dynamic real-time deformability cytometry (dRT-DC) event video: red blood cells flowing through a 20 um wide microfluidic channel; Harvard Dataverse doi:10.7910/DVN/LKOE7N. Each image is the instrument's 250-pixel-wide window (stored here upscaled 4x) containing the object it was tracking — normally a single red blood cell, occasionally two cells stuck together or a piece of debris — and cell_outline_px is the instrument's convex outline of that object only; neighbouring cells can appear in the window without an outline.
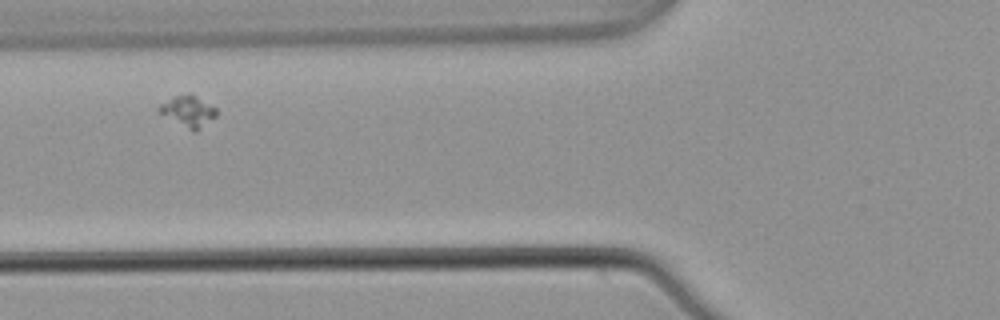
{"species": "common noctule bat (a hibernating species)", "species_latin": "Nyctalus noctula", "temperature_condition": "warm", "stored_images_in_passage": 5, "camera_frame_rate_fps": 3000, "um_per_image_px": 0.085, "animal": {"sex": "male", "body_mass_g": 21.5, "forearm_length_mm": 52.0}, "frame": {"image": 1, "passage_image": 2, "time_ms": 0.333, "image_size_px": [1000, 320], "cell_outline_px": [[216, 116], [196, 132], [192, 132], [156, 112], [156, 108], [160, 104], [172, 96], [196, 96], [216, 108]], "centroid_in_image_um": [15.94, 9.5], "position_along_channel_um": 109.9, "area_um2": 10.35}}
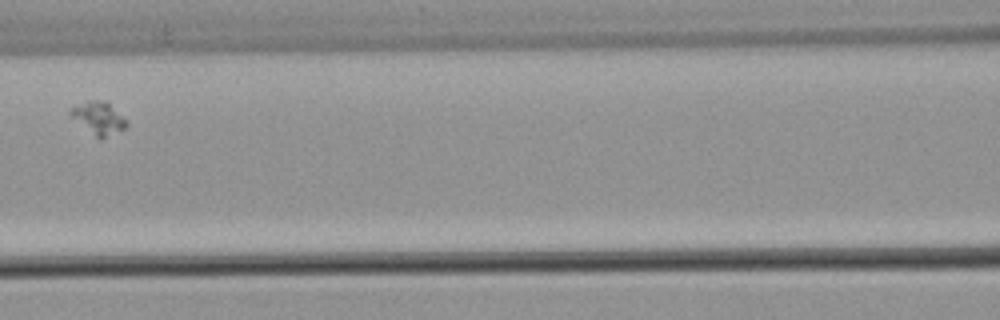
{"frame": {"image": 2, "passage_image": 3, "time_ms": 0.667, "image_size_px": [1000, 320], "cell_outline_px": [[128, 124], [124, 128], [100, 140], [72, 116], [68, 112], [68, 108], [88, 100], [104, 100]], "centroid_in_image_um": [8.32, 10.02], "position_along_channel_um": 158.3, "area_um2": 10.06}}